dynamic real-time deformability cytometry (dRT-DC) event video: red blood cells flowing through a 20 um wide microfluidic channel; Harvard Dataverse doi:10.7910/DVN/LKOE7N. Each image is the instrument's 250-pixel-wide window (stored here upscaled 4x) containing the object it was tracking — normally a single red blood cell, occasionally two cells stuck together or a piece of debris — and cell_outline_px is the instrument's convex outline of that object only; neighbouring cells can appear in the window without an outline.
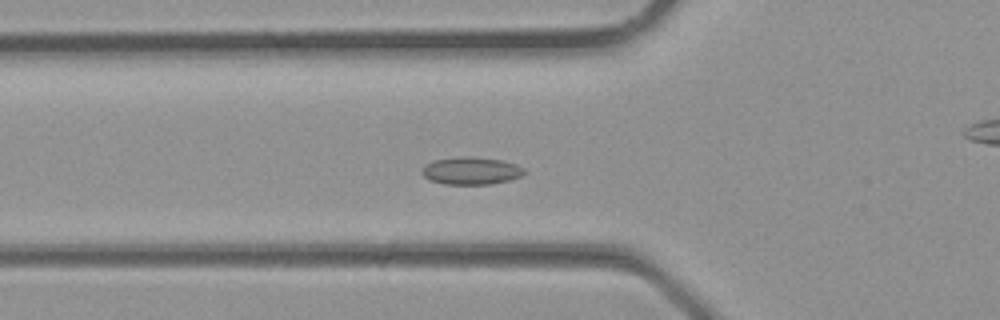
{"species": "common noctule bat (a hibernating species)", "species_latin": "Nyctalus noctula", "temperature_condition": "room temperature", "stored_images_in_passage": 33, "camera_frame_rate_fps": 3000, "um_per_image_px": 0.085, "animal": {"sex": "male", "body_mass_g": 23.1, "forearm_length_mm": 52.7}, "frame": {"image": 1, "passage_image": 9, "time_ms": 2.667, "image_size_px": [1000, 320], "cell_outline_px": [[528, 172], [524, 176], [508, 180], [488, 184], [444, 184], [428, 180], [420, 172], [424, 164], [436, 160], [464, 156], [472, 156], [504, 160], [516, 164], [524, 168]], "centroid_in_image_um": [40.07, 14.51], "position_along_channel_um": 85.7, "area_um2": 16.65}}
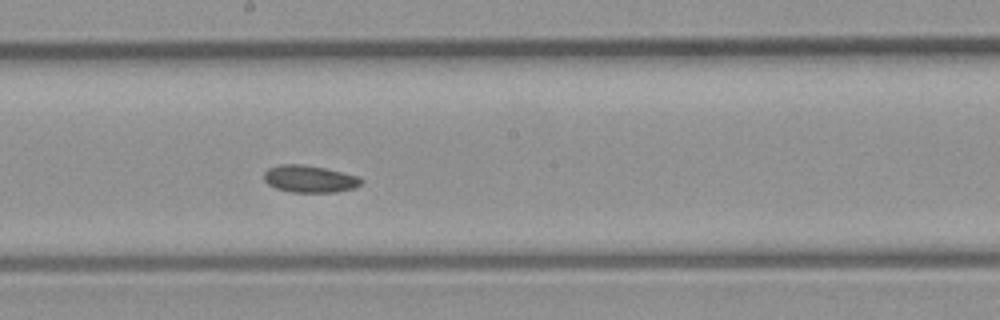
{"frame": {"image": 2, "passage_image": 16, "time_ms": 5.0, "image_size_px": [1000, 320], "cell_outline_px": [[364, 180], [360, 184], [352, 188], [336, 192], [292, 192], [276, 188], [268, 184], [264, 180], [264, 172], [268, 168], [280, 164], [300, 164], [324, 168], [360, 176]], "centroid_in_image_um": [26.31, 15.2], "position_along_channel_um": 221.9, "area_um2": 15.32}}
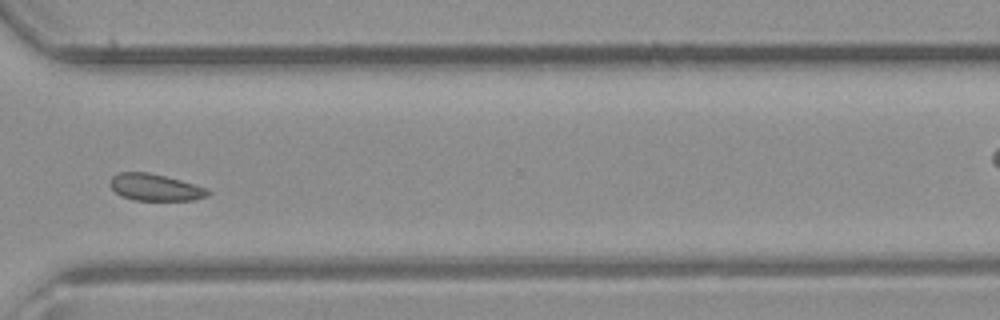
{"frame": {"image": 3, "passage_image": 23, "time_ms": 7.333, "image_size_px": [1000, 320], "cell_outline_px": [[212, 192], [208, 196], [192, 200], [136, 200], [124, 196], [116, 192], [112, 188], [112, 176], [120, 172], [148, 172], [180, 180], [208, 188]], "centroid_in_image_um": [13.26, 15.92], "position_along_channel_um": 357.3, "area_um2": 15.03}}